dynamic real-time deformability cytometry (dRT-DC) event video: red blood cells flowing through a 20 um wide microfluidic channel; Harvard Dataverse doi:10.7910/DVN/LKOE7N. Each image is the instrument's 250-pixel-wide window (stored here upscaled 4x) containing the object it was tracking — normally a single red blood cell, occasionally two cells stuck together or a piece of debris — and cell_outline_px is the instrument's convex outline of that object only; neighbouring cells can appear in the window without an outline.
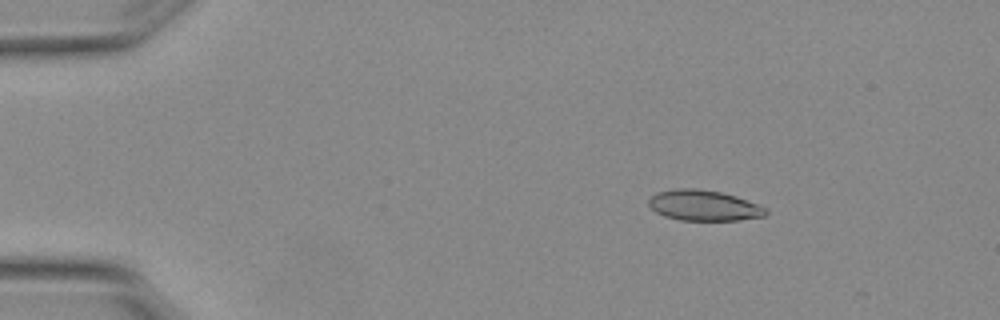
{"species": "Egyptian fruit bat (a non-hibernating species)", "species_latin": "Rousettus aegyptiacus", "temperature_condition": "warm", "stored_images_in_passage": 5, "camera_frame_rate_fps": 3000, "um_per_image_px": 0.085, "animal": {"sex": "female"}, "frame": {"image": 1, "passage_image": 3, "time_ms": 0.667, "image_size_px": [1000, 320], "cell_outline_px": [[768, 212], [764, 216], [740, 220], [680, 220], [664, 216], [656, 212], [648, 204], [648, 200], [656, 192], [676, 188], [696, 188], [720, 192], [736, 196], [768, 208]], "centroid_in_image_um": [59.82, 17.46], "position_along_channel_um": 25.2, "area_um2": 20.92}}